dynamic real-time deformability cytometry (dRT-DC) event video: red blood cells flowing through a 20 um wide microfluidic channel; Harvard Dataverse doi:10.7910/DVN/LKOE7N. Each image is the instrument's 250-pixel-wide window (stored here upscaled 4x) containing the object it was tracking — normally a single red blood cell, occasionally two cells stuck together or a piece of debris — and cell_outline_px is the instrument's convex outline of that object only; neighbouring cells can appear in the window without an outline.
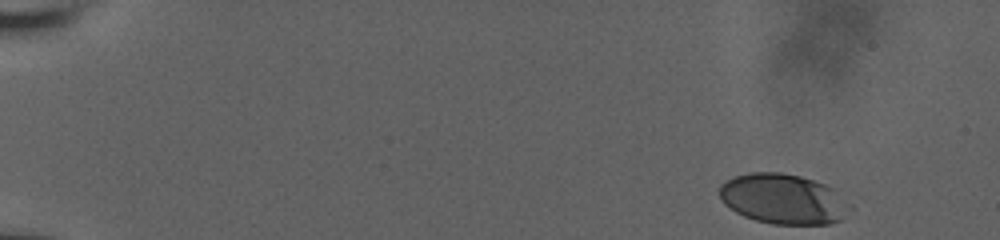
{"species": "human", "species_latin": "Homo sapiens", "temperature_condition": "room temperature", "stored_images_in_passage": 45, "camera_frame_rate_fps": 3000, "um_per_image_px": 0.085, "donor": {"sex": "male"}, "frame": {"image": 1, "passage_image": 1, "time_ms": 0.0, "image_size_px": [1000, 240], "cell_outline_px": [[840, 220], [828, 224], [772, 224], [756, 220], [744, 216], [736, 212], [724, 204], [720, 196], [720, 184], [732, 176], [748, 172], [780, 172], [800, 176], [824, 184], [832, 188], [840, 216]], "centroid_in_image_um": [66.31, 16.88], "position_along_channel_um": 18.7, "area_um2": 36.36}}
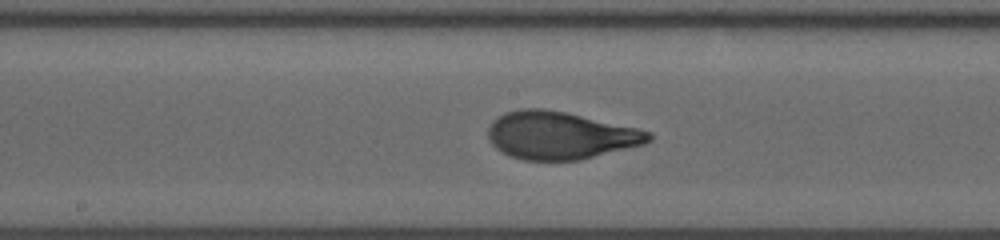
{"frame": {"image": 2, "passage_image": 27, "time_ms": 8.667, "image_size_px": [1000, 240], "cell_outline_px": [[652, 140], [644, 144], [580, 160], [524, 160], [512, 156], [496, 148], [492, 144], [488, 136], [488, 128], [492, 120], [496, 116], [504, 112], [520, 108], [544, 108], [564, 112], [636, 128], [652, 132]], "centroid_in_image_um": [47.58, 11.5], "position_along_channel_um": 200.6, "area_um2": 44.39}}
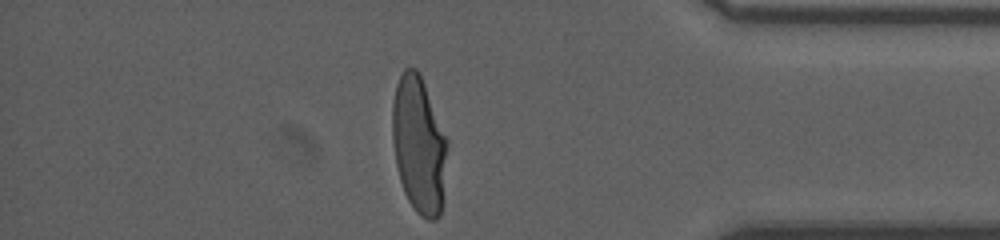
{"frame": {"image": 3, "passage_image": 44, "time_ms": 14.333, "image_size_px": [1000, 240], "cell_outline_px": [[448, 144], [444, 200], [440, 216], [436, 220], [428, 220], [420, 216], [416, 212], [408, 200], [404, 192], [400, 180], [396, 164], [392, 140], [392, 104], [396, 84], [404, 68], [416, 68], [420, 72], [448, 140]], "centroid_in_image_um": [35.63, 12.34], "position_along_channel_um": 399.6, "area_um2": 44.62}, "authors_computed_cell_mechanics": {"area_um2": 43.0032, "velocity_mm_per_s": 3.9181, "shape_relaxation_time_tau1_ms": 5.8197, "shape_relaxation_time_tau2_ms": null, "deformation_change_tau1": 0.2502, "deformation_change_tau2": null}}